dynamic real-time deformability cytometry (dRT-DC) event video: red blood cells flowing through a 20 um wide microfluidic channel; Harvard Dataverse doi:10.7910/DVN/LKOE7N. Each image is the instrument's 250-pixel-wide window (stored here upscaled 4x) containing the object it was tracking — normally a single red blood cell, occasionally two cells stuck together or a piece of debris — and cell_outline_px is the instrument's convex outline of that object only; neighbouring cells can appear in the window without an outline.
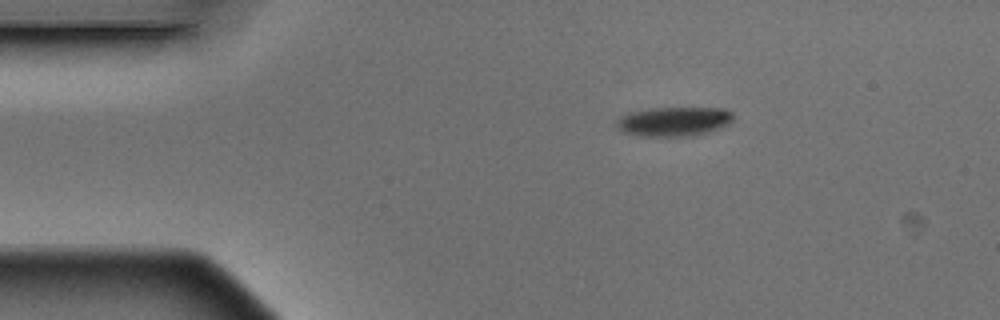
{"species": "Egyptian fruit bat (a non-hibernating species)", "species_latin": "Rousettus aegyptiacus", "temperature_condition": "warm", "stored_images_in_passage": 3, "camera_frame_rate_fps": 3000, "um_per_image_px": 0.085, "animal": {"sex": "male"}, "frame": {"image": 1, "passage_image": 1, "time_ms": 0.0, "image_size_px": [1000, 320], "cell_outline_px": [[732, 120], [716, 128], [692, 136], [636, 136], [624, 132], [616, 128], [616, 120], [620, 116], [628, 112], [652, 108], [724, 108], [732, 112]], "centroid_in_image_um": [57.17, 10.32], "position_along_channel_um": 27.8, "area_um2": 19.77}}
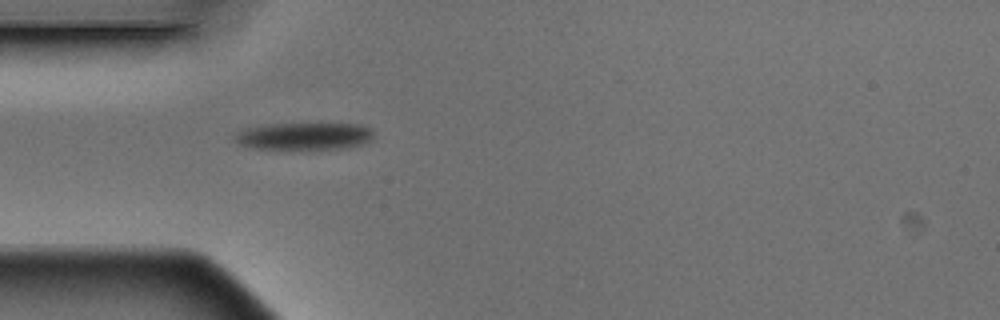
{"frame": {"image": 2, "passage_image": 3, "time_ms": 0.667, "image_size_px": [1000, 320], "cell_outline_px": [[372, 140], [364, 144], [340, 148], [260, 148], [240, 144], [236, 140], [236, 136], [240, 132], [248, 128], [268, 124], [360, 124], [372, 128]], "centroid_in_image_um": [25.96, 11.55], "position_along_channel_um": 59.0, "area_um2": 21.33}}